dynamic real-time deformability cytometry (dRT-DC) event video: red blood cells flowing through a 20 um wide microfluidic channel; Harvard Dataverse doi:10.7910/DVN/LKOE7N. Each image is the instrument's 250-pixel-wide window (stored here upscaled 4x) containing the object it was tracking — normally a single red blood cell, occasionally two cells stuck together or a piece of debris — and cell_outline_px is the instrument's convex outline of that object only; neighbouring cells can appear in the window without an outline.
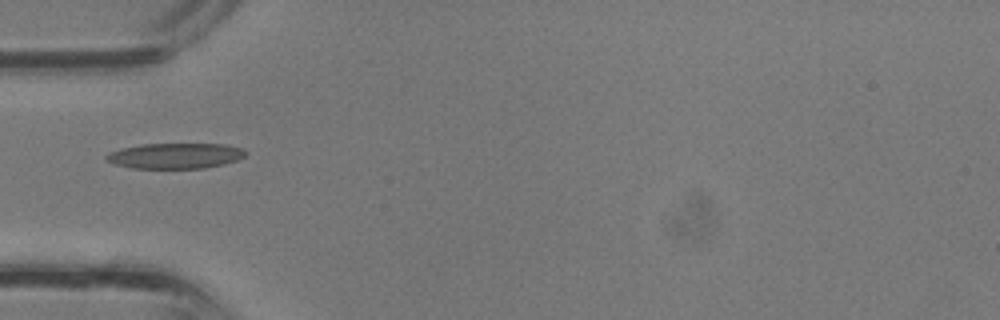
{"species": "common noctule bat (a hibernating species)", "species_latin": "Nyctalus noctula", "temperature_condition": "room temperature", "stored_images_in_passage": 26, "camera_frame_rate_fps": 3000, "um_per_image_px": 0.085, "animal": {"sex": "male", "body_mass_g": 13.3}, "frame": {"image": 1, "passage_image": 1, "time_ms": 0.0, "image_size_px": [1000, 320], "cell_outline_px": [[248, 152], [244, 156], [236, 160], [224, 164], [204, 168], [132, 168], [112, 164], [104, 160], [104, 156], [108, 152], [120, 148], [140, 144], [224, 144], [244, 148]], "centroid_in_image_um": [14.85, 13.24], "position_along_channel_um": 70.2, "area_um2": 20.98}}
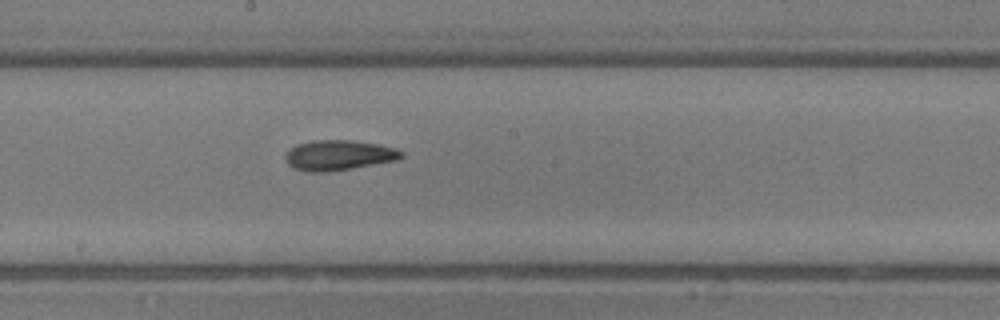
{"frame": {"image": 2, "passage_image": 9, "time_ms": 2.667, "image_size_px": [1000, 320], "cell_outline_px": [[404, 156], [400, 160], [328, 172], [308, 172], [296, 168], [288, 164], [284, 156], [296, 144], [312, 140], [352, 140], [380, 144], [396, 148], [404, 152]], "centroid_in_image_um": [28.85, 13.19], "position_along_channel_um": 219.3, "area_um2": 20.58}}
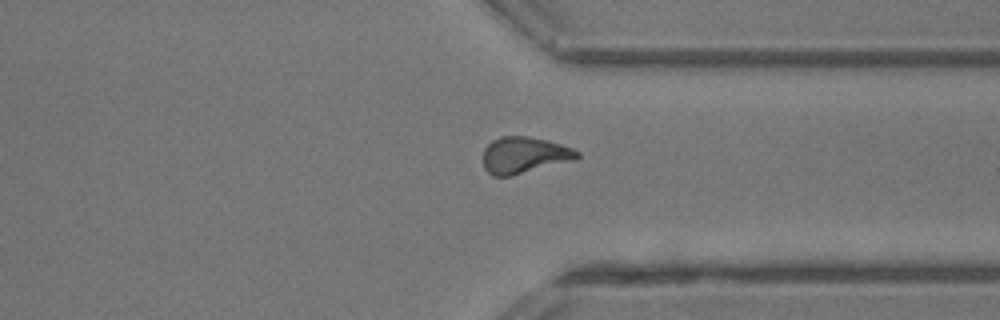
{"frame": {"image": 3, "passage_image": 17, "time_ms": 5.333, "image_size_px": [1000, 320], "cell_outline_px": [[580, 156], [576, 160], [508, 176], [492, 176], [484, 168], [484, 148], [492, 140], [500, 136], [528, 136], [548, 140], [572, 148], [580, 152]], "centroid_in_image_um": [44.57, 13.17], "position_along_channel_um": 366.8, "area_um2": 20.0}}